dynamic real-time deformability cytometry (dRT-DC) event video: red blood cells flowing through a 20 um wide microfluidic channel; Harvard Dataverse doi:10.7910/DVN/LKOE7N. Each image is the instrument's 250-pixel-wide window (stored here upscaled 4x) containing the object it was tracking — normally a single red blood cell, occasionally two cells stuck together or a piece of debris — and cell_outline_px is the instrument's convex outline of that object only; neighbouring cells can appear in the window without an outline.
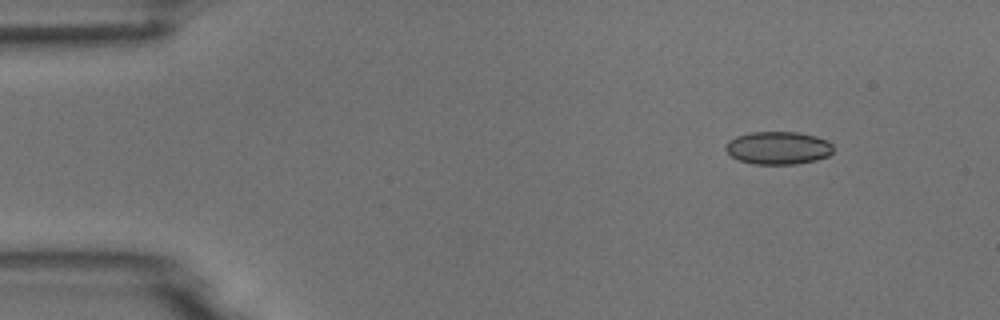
{"species": "common noctule bat (a hibernating species)", "species_latin": "Nyctalus noctula", "temperature_condition": "room temperature", "stored_images_in_passage": 5, "camera_frame_rate_fps": 3000, "um_per_image_px": 0.085, "animal": {"sex": "male", "body_mass_g": 18.8}, "frame": {"image": 1, "passage_image": 2, "time_ms": 1.333, "image_size_px": [1000, 320], "cell_outline_px": [[832, 152], [828, 156], [816, 160], [796, 164], [752, 164], [740, 160], [732, 156], [724, 148], [728, 140], [736, 136], [752, 132], [796, 132], [816, 136], [828, 140], [832, 144]], "centroid_in_image_um": [66.14, 12.57], "position_along_channel_um": 18.9, "area_um2": 20.63}}
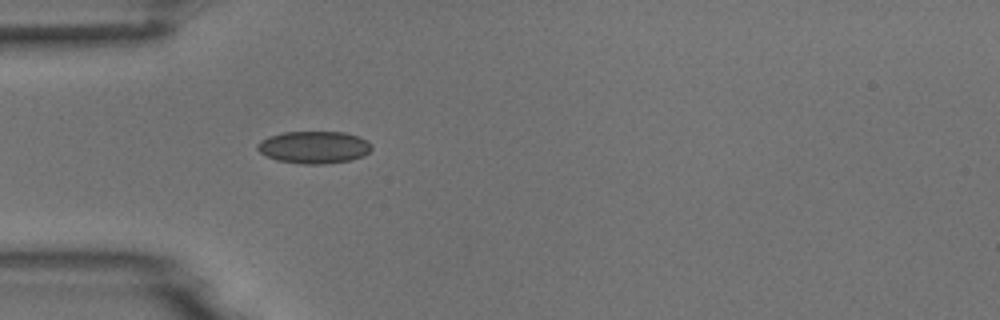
{"frame": {"image": 2, "passage_image": 5, "time_ms": 4.667, "image_size_px": [1000, 320], "cell_outline_px": [[372, 148], [364, 156], [352, 160], [324, 164], [304, 164], [276, 160], [264, 156], [256, 148], [256, 144], [260, 140], [268, 136], [284, 132], [344, 132], [360, 136], [368, 140], [372, 144]], "centroid_in_image_um": [26.69, 12.51], "position_along_channel_um": 58.3, "area_um2": 21.85}}